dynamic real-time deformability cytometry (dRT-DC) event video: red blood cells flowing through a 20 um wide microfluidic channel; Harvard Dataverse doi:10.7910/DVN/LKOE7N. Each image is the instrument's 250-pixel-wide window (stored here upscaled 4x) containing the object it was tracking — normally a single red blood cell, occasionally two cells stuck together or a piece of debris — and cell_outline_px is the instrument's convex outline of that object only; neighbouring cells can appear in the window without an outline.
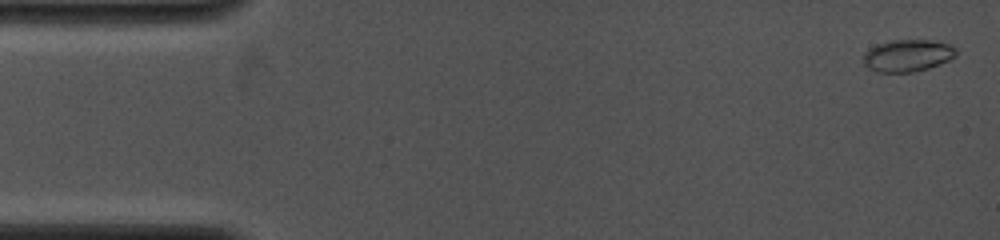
{"species": "common noctule bat (a hibernating species)", "species_latin": "Nyctalus noctula", "temperature_condition": "cold", "stored_images_in_passage": 36, "camera_frame_rate_fps": 4000, "um_per_image_px": 0.085, "animal": {"sex": "female", "body_mass_g": 19.0, "forearm_length_mm": 53.3}, "frame": {"image": 1, "passage_image": 3, "time_ms": 0.25, "image_size_px": [1000, 240], "cell_outline_px": [[956, 56], [940, 64], [928, 68], [912, 72], [876, 72], [868, 68], [864, 64], [864, 52], [868, 48], [892, 40], [936, 40], [952, 44], [956, 48]], "centroid_in_image_um": [77.17, 4.71], "position_along_channel_um": 7.8, "area_um2": 17.46}}
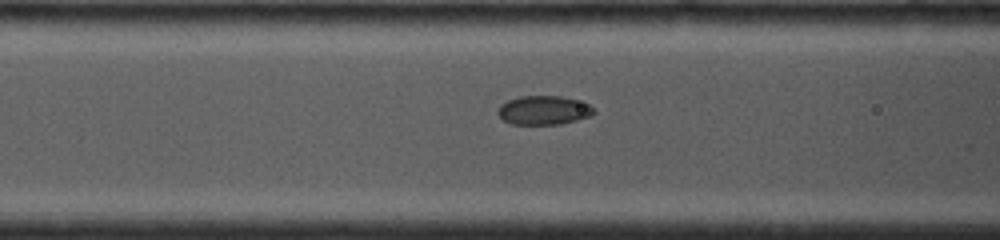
{"frame": {"image": 2, "passage_image": 33, "time_ms": 5.75, "image_size_px": [1000, 240], "cell_outline_px": [[596, 112], [588, 116], [576, 120], [560, 124], [512, 124], [504, 120], [496, 112], [500, 104], [508, 100], [520, 96], [560, 96], [576, 100], [588, 104], [596, 108]], "centroid_in_image_um": [46.2, 9.36], "position_along_channel_um": 120.4, "area_um2": 16.13}}
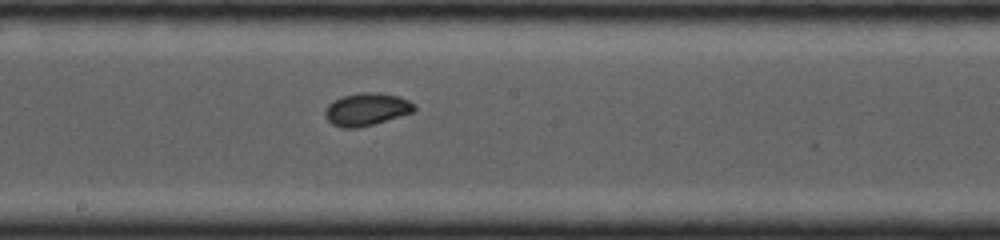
{"frame": {"image": 3, "passage_image": 36, "time_ms": 8.0, "image_size_px": [1000, 240], "cell_outline_px": [[416, 108], [412, 112], [372, 124], [356, 128], [344, 128], [332, 124], [324, 116], [324, 112], [328, 104], [332, 100], [344, 96], [360, 92], [380, 92], [400, 96], [416, 104]], "centroid_in_image_um": [31.14, 9.27], "position_along_channel_um": 217.1, "area_um2": 16.94}}